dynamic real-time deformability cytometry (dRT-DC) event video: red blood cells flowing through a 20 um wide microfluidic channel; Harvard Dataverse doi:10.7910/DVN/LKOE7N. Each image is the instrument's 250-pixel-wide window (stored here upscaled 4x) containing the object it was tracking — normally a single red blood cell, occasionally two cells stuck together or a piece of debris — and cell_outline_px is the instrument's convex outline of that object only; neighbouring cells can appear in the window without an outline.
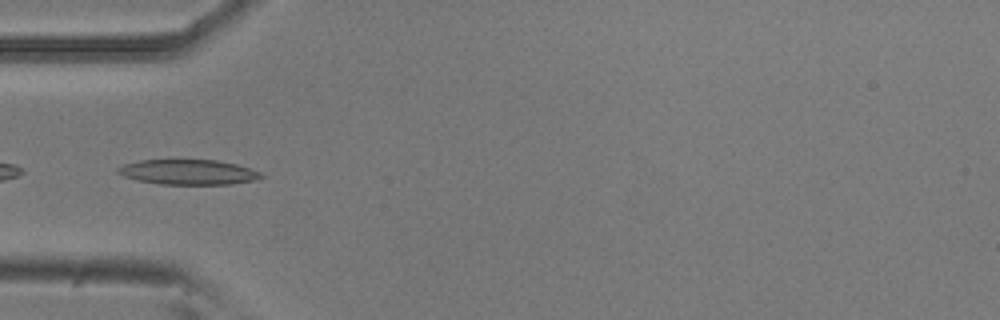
{"species": "common noctule bat (a hibernating species)", "species_latin": "Nyctalus noctula", "temperature_condition": "room temperature", "stored_images_in_passage": 38, "camera_frame_rate_fps": 3000, "um_per_image_px": 0.085, "animal": {"sex": "male", "body_mass_g": 20.5, "forearm_length_mm": 52.5}, "frame": {"image": 1, "passage_image": 2, "time_ms": 0.333, "image_size_px": [1000, 320], "cell_outline_px": [[264, 176], [252, 180], [232, 184], [160, 184], [136, 180], [124, 176], [116, 172], [116, 168], [124, 164], [140, 160], [216, 160], [236, 164], [260, 172]], "centroid_in_image_um": [15.95, 14.63], "position_along_channel_um": 69.1, "area_um2": 20.75}}
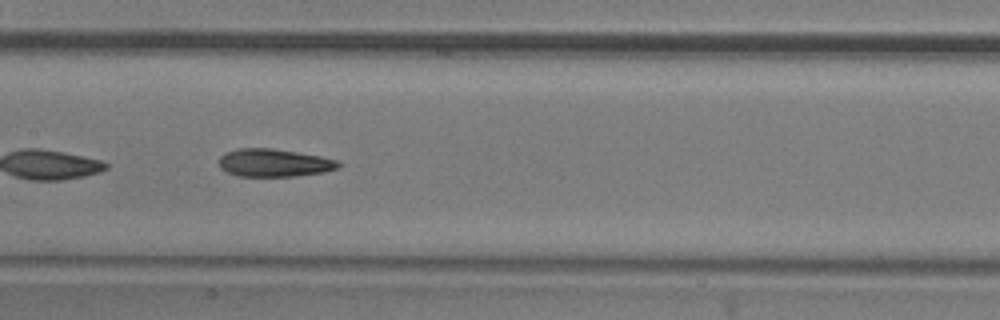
{"frame": {"image": 2, "passage_image": 11, "time_ms": 3.333, "image_size_px": [1000, 320], "cell_outline_px": [[340, 168], [324, 172], [296, 176], [236, 176], [220, 168], [220, 156], [224, 152], [236, 148], [272, 148], [320, 156], [336, 160], [340, 164]], "centroid_in_image_um": [23.28, 13.84], "position_along_channel_um": 184.1, "area_um2": 19.42}}
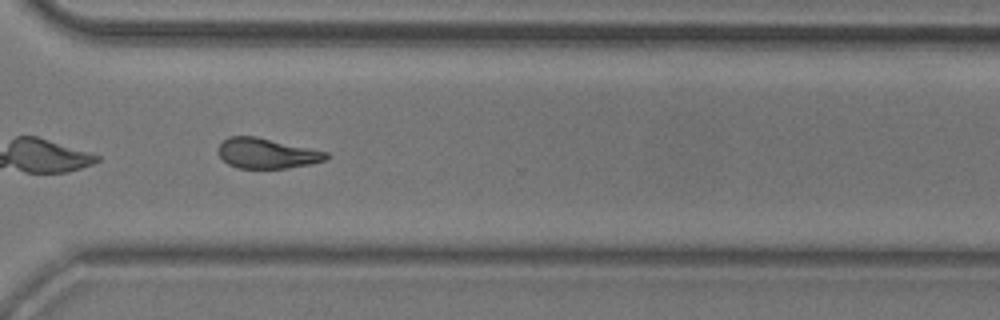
{"frame": {"image": 3, "passage_image": 24, "time_ms": 7.667, "image_size_px": [1000, 320], "cell_outline_px": [[328, 156], [324, 160], [308, 164], [284, 168], [240, 168], [228, 164], [220, 156], [220, 144], [228, 136], [256, 136], [328, 152]], "centroid_in_image_um": [22.67, 13.02], "position_along_channel_um": 347.9, "area_um2": 18.61}, "authors_computed_cell_mechanics": {"area_um2": 19.363, "velocity_mm_per_s": 3.8009, "shape_relaxation_time_tau1_ms": 4.6276, "shape_relaxation_time_tau2_ms": 6.5313, "deformation_change_tau1": 0.1522, "deformation_change_tau2": 0.1409}}